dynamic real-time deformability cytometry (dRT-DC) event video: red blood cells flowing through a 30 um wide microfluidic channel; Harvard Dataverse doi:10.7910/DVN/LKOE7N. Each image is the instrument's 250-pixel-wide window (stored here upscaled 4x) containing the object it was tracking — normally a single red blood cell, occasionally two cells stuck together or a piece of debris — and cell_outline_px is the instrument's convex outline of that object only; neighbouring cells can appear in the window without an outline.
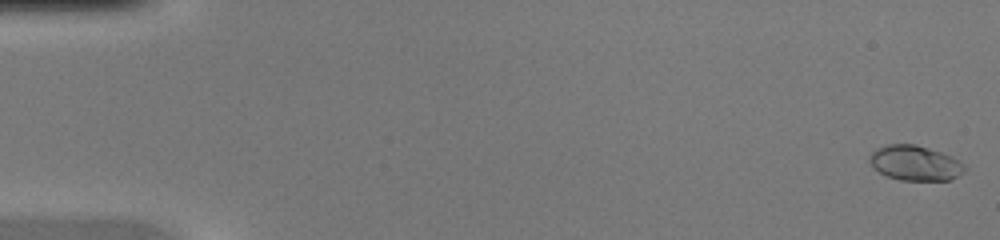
{"species": "common noctule bat (a hibernating species)", "species_latin": "Nyctalus noctula", "temperature_condition": "warm", "stored_images_in_passage": 46, "camera_frame_rate_fps": 3000, "um_per_image_px": 0.085, "animal": {"sex": "female", "body_mass_g": 20.0, "forearm_length_mm": 54.0}, "frame": {"image": 1, "passage_image": 1, "time_ms": 0.0, "image_size_px": [1000, 240], "cell_outline_px": [[968, 168], [964, 172], [948, 180], [900, 180], [888, 176], [872, 168], [868, 160], [868, 156], [876, 148], [888, 144], [916, 144], [952, 156], [960, 160]], "centroid_in_image_um": [77.77, 13.85], "position_along_channel_um": 7.2, "area_um2": 19.54}}
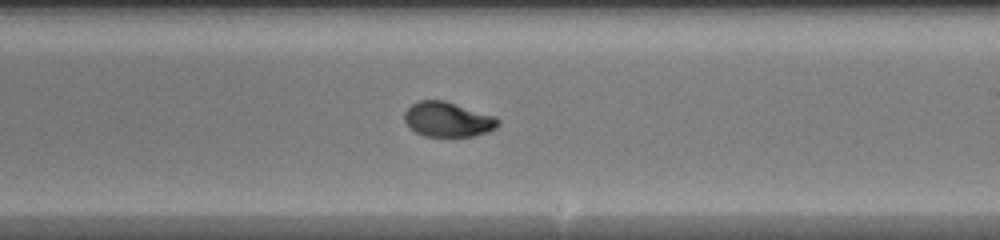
{"frame": {"image": 2, "passage_image": 28, "time_ms": 9.0, "image_size_px": [1000, 240], "cell_outline_px": [[500, 124], [496, 128], [488, 132], [472, 136], [424, 136], [408, 128], [404, 120], [404, 112], [412, 104], [420, 100], [444, 100], [496, 116], [500, 120]], "centroid_in_image_um": [38.07, 10.15], "position_along_channel_um": 250.9, "area_um2": 19.19}}
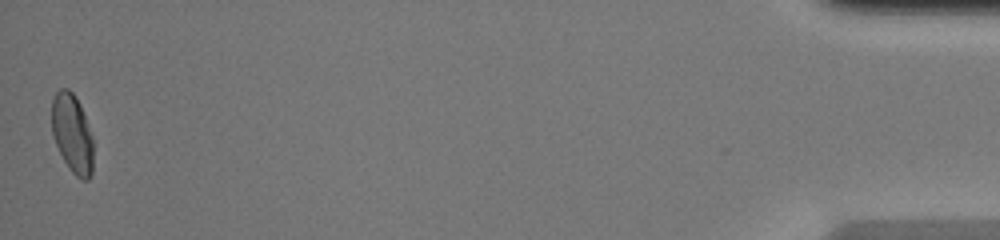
{"frame": {"image": 3, "passage_image": 46, "time_ms": 15.0, "image_size_px": [1000, 240], "cell_outline_px": [[92, 172], [88, 180], [80, 180], [68, 168], [52, 136], [52, 96], [60, 88], [68, 88], [76, 96], [80, 104], [92, 136]], "centroid_in_image_um": [6.13, 11.34], "position_along_channel_um": 429.1, "area_um2": 19.13}}